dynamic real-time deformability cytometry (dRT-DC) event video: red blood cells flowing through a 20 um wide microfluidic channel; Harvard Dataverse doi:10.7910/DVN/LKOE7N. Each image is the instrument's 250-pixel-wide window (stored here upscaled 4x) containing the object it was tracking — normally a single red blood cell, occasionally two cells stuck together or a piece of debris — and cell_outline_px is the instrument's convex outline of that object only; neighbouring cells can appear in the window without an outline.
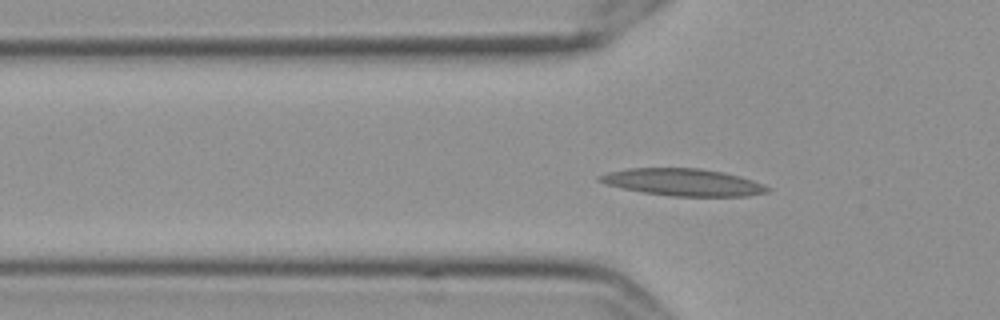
{"species": "Egyptian fruit bat (a non-hibernating species)", "species_latin": "Rousettus aegyptiacus", "temperature_condition": "cold", "stored_images_in_passage": 51, "camera_frame_rate_fps": 3000, "um_per_image_px": 0.085, "frame": {"image": 1, "passage_image": 19, "time_ms": 6.0, "image_size_px": [1000, 320], "cell_outline_px": [[772, 188], [768, 192], [748, 196], [672, 196], [644, 192], [624, 188], [608, 184], [596, 180], [596, 176], [608, 172], [628, 168], [700, 168], [724, 172], [740, 176], [764, 184]], "centroid_in_image_um": [58.09, 15.48], "position_along_channel_um": 67.7, "area_um2": 26.53}}
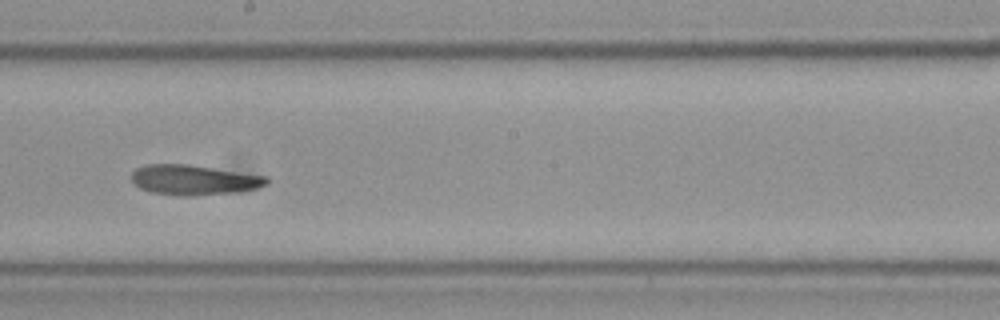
{"frame": {"image": 2, "passage_image": 33, "time_ms": 10.667, "image_size_px": [1000, 320], "cell_outline_px": [[272, 180], [268, 184], [256, 188], [236, 192], [192, 196], [180, 196], [152, 192], [140, 188], [132, 180], [132, 172], [136, 168], [144, 164], [188, 164], [268, 176]], "centroid_in_image_um": [16.51, 15.29], "position_along_channel_um": 231.7, "area_um2": 23.81}}
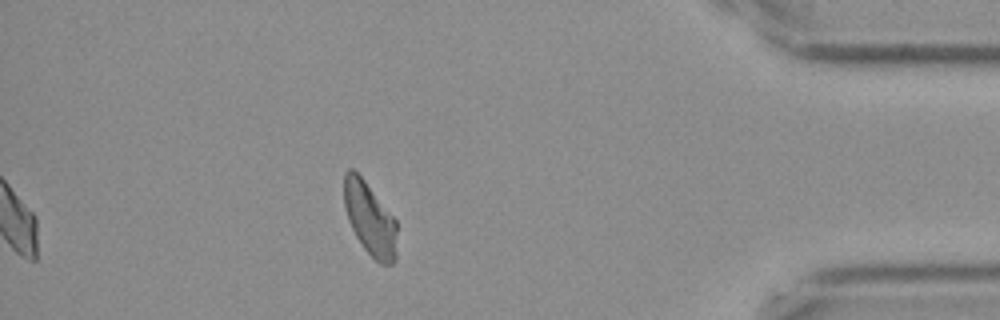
{"frame": {"image": 3, "passage_image": 51, "time_ms": 16.667, "image_size_px": [1000, 320], "cell_outline_px": [[396, 260], [392, 264], [380, 264], [364, 248], [356, 236], [348, 220], [344, 208], [344, 172], [348, 168], [352, 168], [364, 180], [396, 220]], "centroid_in_image_um": [31.42, 18.6], "position_along_channel_um": 403.8, "area_um2": 22.31}, "authors_computed_cell_mechanics": {"area_um2": 23.8136, "velocity_mm_per_s": 3.5233, "shape_relaxation_time_tau1_ms": null, "shape_relaxation_time_tau2_ms": 5.2846, "deformation_change_tau1": null, "deformation_change_tau2": 0.1318}}